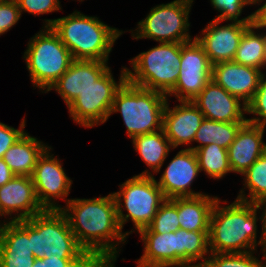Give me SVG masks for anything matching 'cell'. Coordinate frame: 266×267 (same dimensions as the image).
<instances>
[{
  "instance_id": "26",
  "label": "cell",
  "mask_w": 266,
  "mask_h": 267,
  "mask_svg": "<svg viewBox=\"0 0 266 267\" xmlns=\"http://www.w3.org/2000/svg\"><path fill=\"white\" fill-rule=\"evenodd\" d=\"M253 23L244 31L234 62L241 65L266 69V33L255 31Z\"/></svg>"
},
{
  "instance_id": "41",
  "label": "cell",
  "mask_w": 266,
  "mask_h": 267,
  "mask_svg": "<svg viewBox=\"0 0 266 267\" xmlns=\"http://www.w3.org/2000/svg\"><path fill=\"white\" fill-rule=\"evenodd\" d=\"M187 267H208L206 264H195V265H189Z\"/></svg>"
},
{
  "instance_id": "19",
  "label": "cell",
  "mask_w": 266,
  "mask_h": 267,
  "mask_svg": "<svg viewBox=\"0 0 266 267\" xmlns=\"http://www.w3.org/2000/svg\"><path fill=\"white\" fill-rule=\"evenodd\" d=\"M170 109L167 101L163 112L162 129L172 148L180 145L189 146L204 119L203 113L193 101H179Z\"/></svg>"
},
{
  "instance_id": "24",
  "label": "cell",
  "mask_w": 266,
  "mask_h": 267,
  "mask_svg": "<svg viewBox=\"0 0 266 267\" xmlns=\"http://www.w3.org/2000/svg\"><path fill=\"white\" fill-rule=\"evenodd\" d=\"M217 196L203 194L196 197H178V220L180 229L209 231V221Z\"/></svg>"
},
{
  "instance_id": "7",
  "label": "cell",
  "mask_w": 266,
  "mask_h": 267,
  "mask_svg": "<svg viewBox=\"0 0 266 267\" xmlns=\"http://www.w3.org/2000/svg\"><path fill=\"white\" fill-rule=\"evenodd\" d=\"M180 62L181 43H159L130 60L127 81L167 95L177 83Z\"/></svg>"
},
{
  "instance_id": "30",
  "label": "cell",
  "mask_w": 266,
  "mask_h": 267,
  "mask_svg": "<svg viewBox=\"0 0 266 267\" xmlns=\"http://www.w3.org/2000/svg\"><path fill=\"white\" fill-rule=\"evenodd\" d=\"M257 251L245 253H213L210 252L206 265L208 267H266V251L263 250V261L254 254Z\"/></svg>"
},
{
  "instance_id": "14",
  "label": "cell",
  "mask_w": 266,
  "mask_h": 267,
  "mask_svg": "<svg viewBox=\"0 0 266 267\" xmlns=\"http://www.w3.org/2000/svg\"><path fill=\"white\" fill-rule=\"evenodd\" d=\"M220 24L221 21L212 19L199 36L193 37L203 47L212 65L233 61L244 31L252 23Z\"/></svg>"
},
{
  "instance_id": "5",
  "label": "cell",
  "mask_w": 266,
  "mask_h": 267,
  "mask_svg": "<svg viewBox=\"0 0 266 267\" xmlns=\"http://www.w3.org/2000/svg\"><path fill=\"white\" fill-rule=\"evenodd\" d=\"M169 99L161 92L126 81L117 91L110 116L120 112L129 138L162 129L163 112Z\"/></svg>"
},
{
  "instance_id": "36",
  "label": "cell",
  "mask_w": 266,
  "mask_h": 267,
  "mask_svg": "<svg viewBox=\"0 0 266 267\" xmlns=\"http://www.w3.org/2000/svg\"><path fill=\"white\" fill-rule=\"evenodd\" d=\"M16 0H2L0 2V35L10 31L21 16Z\"/></svg>"
},
{
  "instance_id": "18",
  "label": "cell",
  "mask_w": 266,
  "mask_h": 267,
  "mask_svg": "<svg viewBox=\"0 0 266 267\" xmlns=\"http://www.w3.org/2000/svg\"><path fill=\"white\" fill-rule=\"evenodd\" d=\"M0 220V267H31L36 259L28 235V219Z\"/></svg>"
},
{
  "instance_id": "22",
  "label": "cell",
  "mask_w": 266,
  "mask_h": 267,
  "mask_svg": "<svg viewBox=\"0 0 266 267\" xmlns=\"http://www.w3.org/2000/svg\"><path fill=\"white\" fill-rule=\"evenodd\" d=\"M265 128L246 122L228 147V160L232 173L243 174L265 151Z\"/></svg>"
},
{
  "instance_id": "8",
  "label": "cell",
  "mask_w": 266,
  "mask_h": 267,
  "mask_svg": "<svg viewBox=\"0 0 266 267\" xmlns=\"http://www.w3.org/2000/svg\"><path fill=\"white\" fill-rule=\"evenodd\" d=\"M23 58L32 84L42 90V93H45L74 61L69 49L51 27H42L30 38Z\"/></svg>"
},
{
  "instance_id": "12",
  "label": "cell",
  "mask_w": 266,
  "mask_h": 267,
  "mask_svg": "<svg viewBox=\"0 0 266 267\" xmlns=\"http://www.w3.org/2000/svg\"><path fill=\"white\" fill-rule=\"evenodd\" d=\"M181 65L175 87L166 95L177 101H192L212 77V64L203 47L194 40L181 43Z\"/></svg>"
},
{
  "instance_id": "38",
  "label": "cell",
  "mask_w": 266,
  "mask_h": 267,
  "mask_svg": "<svg viewBox=\"0 0 266 267\" xmlns=\"http://www.w3.org/2000/svg\"><path fill=\"white\" fill-rule=\"evenodd\" d=\"M265 0H257L254 5H260V7L255 10V12H252L253 13V24L256 25V26H266V1L265 3L263 2ZM263 2V4H262ZM262 6H261V4Z\"/></svg>"
},
{
  "instance_id": "10",
  "label": "cell",
  "mask_w": 266,
  "mask_h": 267,
  "mask_svg": "<svg viewBox=\"0 0 266 267\" xmlns=\"http://www.w3.org/2000/svg\"><path fill=\"white\" fill-rule=\"evenodd\" d=\"M194 0H174L153 7L138 22L132 37L152 39L159 43H187L194 40L189 34V14ZM135 31V32H134Z\"/></svg>"
},
{
  "instance_id": "42",
  "label": "cell",
  "mask_w": 266,
  "mask_h": 267,
  "mask_svg": "<svg viewBox=\"0 0 266 267\" xmlns=\"http://www.w3.org/2000/svg\"><path fill=\"white\" fill-rule=\"evenodd\" d=\"M261 29H264L265 30L266 29V26H257V29L256 30L258 31V30H261Z\"/></svg>"
},
{
  "instance_id": "35",
  "label": "cell",
  "mask_w": 266,
  "mask_h": 267,
  "mask_svg": "<svg viewBox=\"0 0 266 267\" xmlns=\"http://www.w3.org/2000/svg\"><path fill=\"white\" fill-rule=\"evenodd\" d=\"M18 7L23 12L38 16L55 11H61L59 0H16Z\"/></svg>"
},
{
  "instance_id": "31",
  "label": "cell",
  "mask_w": 266,
  "mask_h": 267,
  "mask_svg": "<svg viewBox=\"0 0 266 267\" xmlns=\"http://www.w3.org/2000/svg\"><path fill=\"white\" fill-rule=\"evenodd\" d=\"M147 228L153 233L176 232L180 229L178 220V197L166 199L161 204Z\"/></svg>"
},
{
  "instance_id": "21",
  "label": "cell",
  "mask_w": 266,
  "mask_h": 267,
  "mask_svg": "<svg viewBox=\"0 0 266 267\" xmlns=\"http://www.w3.org/2000/svg\"><path fill=\"white\" fill-rule=\"evenodd\" d=\"M108 68V61L74 60L67 71L45 93L55 90L68 106Z\"/></svg>"
},
{
  "instance_id": "6",
  "label": "cell",
  "mask_w": 266,
  "mask_h": 267,
  "mask_svg": "<svg viewBox=\"0 0 266 267\" xmlns=\"http://www.w3.org/2000/svg\"><path fill=\"white\" fill-rule=\"evenodd\" d=\"M152 173L146 169L119 185V191L113 192L121 229L129 220L135 227L131 231L124 232L127 236L135 230L138 232L147 227L166 200ZM123 209L127 211V214H124Z\"/></svg>"
},
{
  "instance_id": "43",
  "label": "cell",
  "mask_w": 266,
  "mask_h": 267,
  "mask_svg": "<svg viewBox=\"0 0 266 267\" xmlns=\"http://www.w3.org/2000/svg\"><path fill=\"white\" fill-rule=\"evenodd\" d=\"M253 4L257 1V0H250Z\"/></svg>"
},
{
  "instance_id": "13",
  "label": "cell",
  "mask_w": 266,
  "mask_h": 267,
  "mask_svg": "<svg viewBox=\"0 0 266 267\" xmlns=\"http://www.w3.org/2000/svg\"><path fill=\"white\" fill-rule=\"evenodd\" d=\"M49 146L38 158L32 180L37 199L44 209H61L57 199L65 200L66 204L73 181L65 173L61 160L50 153Z\"/></svg>"
},
{
  "instance_id": "37",
  "label": "cell",
  "mask_w": 266,
  "mask_h": 267,
  "mask_svg": "<svg viewBox=\"0 0 266 267\" xmlns=\"http://www.w3.org/2000/svg\"><path fill=\"white\" fill-rule=\"evenodd\" d=\"M25 117L21 120L19 129L8 126L0 122V158L5 152L26 132L25 131Z\"/></svg>"
},
{
  "instance_id": "2",
  "label": "cell",
  "mask_w": 266,
  "mask_h": 267,
  "mask_svg": "<svg viewBox=\"0 0 266 267\" xmlns=\"http://www.w3.org/2000/svg\"><path fill=\"white\" fill-rule=\"evenodd\" d=\"M218 197L215 202L209 221L208 244L209 251L213 253H245L257 251L260 245L261 251H266V240L261 230L260 239L257 241L258 225L262 215L256 203L235 199L227 206H221ZM258 212V214H257Z\"/></svg>"
},
{
  "instance_id": "40",
  "label": "cell",
  "mask_w": 266,
  "mask_h": 267,
  "mask_svg": "<svg viewBox=\"0 0 266 267\" xmlns=\"http://www.w3.org/2000/svg\"><path fill=\"white\" fill-rule=\"evenodd\" d=\"M258 209L263 210L262 211V231L263 235L266 240V198L262 199L260 202L257 203Z\"/></svg>"
},
{
  "instance_id": "9",
  "label": "cell",
  "mask_w": 266,
  "mask_h": 267,
  "mask_svg": "<svg viewBox=\"0 0 266 267\" xmlns=\"http://www.w3.org/2000/svg\"><path fill=\"white\" fill-rule=\"evenodd\" d=\"M28 235L36 259L58 256H89L78 244L65 214L45 209L28 219Z\"/></svg>"
},
{
  "instance_id": "28",
  "label": "cell",
  "mask_w": 266,
  "mask_h": 267,
  "mask_svg": "<svg viewBox=\"0 0 266 267\" xmlns=\"http://www.w3.org/2000/svg\"><path fill=\"white\" fill-rule=\"evenodd\" d=\"M198 160L200 172L213 179H222L227 173H231L228 160V151L219 145L212 143L194 151Z\"/></svg>"
},
{
  "instance_id": "11",
  "label": "cell",
  "mask_w": 266,
  "mask_h": 267,
  "mask_svg": "<svg viewBox=\"0 0 266 267\" xmlns=\"http://www.w3.org/2000/svg\"><path fill=\"white\" fill-rule=\"evenodd\" d=\"M120 79L115 81L110 67L75 98L67 107L71 119L85 128L105 123L117 91L127 81L126 67L121 68Z\"/></svg>"
},
{
  "instance_id": "4",
  "label": "cell",
  "mask_w": 266,
  "mask_h": 267,
  "mask_svg": "<svg viewBox=\"0 0 266 267\" xmlns=\"http://www.w3.org/2000/svg\"><path fill=\"white\" fill-rule=\"evenodd\" d=\"M138 233L144 242V254L137 260V267H187L205 264L210 254L209 231L178 229L176 232L153 233L145 227Z\"/></svg>"
},
{
  "instance_id": "39",
  "label": "cell",
  "mask_w": 266,
  "mask_h": 267,
  "mask_svg": "<svg viewBox=\"0 0 266 267\" xmlns=\"http://www.w3.org/2000/svg\"><path fill=\"white\" fill-rule=\"evenodd\" d=\"M14 176L5 161L0 158V187L9 182Z\"/></svg>"
},
{
  "instance_id": "1",
  "label": "cell",
  "mask_w": 266,
  "mask_h": 267,
  "mask_svg": "<svg viewBox=\"0 0 266 267\" xmlns=\"http://www.w3.org/2000/svg\"><path fill=\"white\" fill-rule=\"evenodd\" d=\"M60 210L86 253L100 267H115L119 245L126 243L127 235L119 225L113 193L92 199L72 198Z\"/></svg>"
},
{
  "instance_id": "3",
  "label": "cell",
  "mask_w": 266,
  "mask_h": 267,
  "mask_svg": "<svg viewBox=\"0 0 266 267\" xmlns=\"http://www.w3.org/2000/svg\"><path fill=\"white\" fill-rule=\"evenodd\" d=\"M44 21V27L53 29L74 60L108 61L115 41L124 33L96 16H87L77 10L68 16Z\"/></svg>"
},
{
  "instance_id": "29",
  "label": "cell",
  "mask_w": 266,
  "mask_h": 267,
  "mask_svg": "<svg viewBox=\"0 0 266 267\" xmlns=\"http://www.w3.org/2000/svg\"><path fill=\"white\" fill-rule=\"evenodd\" d=\"M241 175L249 193L242 188L236 199L257 204L266 198V151Z\"/></svg>"
},
{
  "instance_id": "25",
  "label": "cell",
  "mask_w": 266,
  "mask_h": 267,
  "mask_svg": "<svg viewBox=\"0 0 266 267\" xmlns=\"http://www.w3.org/2000/svg\"><path fill=\"white\" fill-rule=\"evenodd\" d=\"M132 144L134 150L155 174L160 172L169 152L173 149L163 129L137 135L132 138Z\"/></svg>"
},
{
  "instance_id": "17",
  "label": "cell",
  "mask_w": 266,
  "mask_h": 267,
  "mask_svg": "<svg viewBox=\"0 0 266 267\" xmlns=\"http://www.w3.org/2000/svg\"><path fill=\"white\" fill-rule=\"evenodd\" d=\"M192 101L204 118L220 122H247V105L212 79Z\"/></svg>"
},
{
  "instance_id": "23",
  "label": "cell",
  "mask_w": 266,
  "mask_h": 267,
  "mask_svg": "<svg viewBox=\"0 0 266 267\" xmlns=\"http://www.w3.org/2000/svg\"><path fill=\"white\" fill-rule=\"evenodd\" d=\"M49 146L25 132L3 155L14 175L31 177L38 158Z\"/></svg>"
},
{
  "instance_id": "34",
  "label": "cell",
  "mask_w": 266,
  "mask_h": 267,
  "mask_svg": "<svg viewBox=\"0 0 266 267\" xmlns=\"http://www.w3.org/2000/svg\"><path fill=\"white\" fill-rule=\"evenodd\" d=\"M31 267H100L90 256H54L35 259Z\"/></svg>"
},
{
  "instance_id": "16",
  "label": "cell",
  "mask_w": 266,
  "mask_h": 267,
  "mask_svg": "<svg viewBox=\"0 0 266 267\" xmlns=\"http://www.w3.org/2000/svg\"><path fill=\"white\" fill-rule=\"evenodd\" d=\"M44 210L37 199L32 177L15 175L0 187V217L10 215L8 221L27 220Z\"/></svg>"
},
{
  "instance_id": "20",
  "label": "cell",
  "mask_w": 266,
  "mask_h": 267,
  "mask_svg": "<svg viewBox=\"0 0 266 267\" xmlns=\"http://www.w3.org/2000/svg\"><path fill=\"white\" fill-rule=\"evenodd\" d=\"M262 73L258 68L227 61L212 66L211 79L247 105L259 87Z\"/></svg>"
},
{
  "instance_id": "27",
  "label": "cell",
  "mask_w": 266,
  "mask_h": 267,
  "mask_svg": "<svg viewBox=\"0 0 266 267\" xmlns=\"http://www.w3.org/2000/svg\"><path fill=\"white\" fill-rule=\"evenodd\" d=\"M246 122H220L204 118L196 132L193 142L199 143L194 147H187L193 151L205 145L215 143L228 149L235 140L239 129Z\"/></svg>"
},
{
  "instance_id": "33",
  "label": "cell",
  "mask_w": 266,
  "mask_h": 267,
  "mask_svg": "<svg viewBox=\"0 0 266 267\" xmlns=\"http://www.w3.org/2000/svg\"><path fill=\"white\" fill-rule=\"evenodd\" d=\"M246 114L254 115L253 118H247V122L266 128V72L262 73L259 87L252 100L247 104Z\"/></svg>"
},
{
  "instance_id": "32",
  "label": "cell",
  "mask_w": 266,
  "mask_h": 267,
  "mask_svg": "<svg viewBox=\"0 0 266 267\" xmlns=\"http://www.w3.org/2000/svg\"><path fill=\"white\" fill-rule=\"evenodd\" d=\"M211 6L220 12V14L213 19L221 22H239V23H252L253 13L240 19L243 8L247 5L251 6L253 3L250 0H210Z\"/></svg>"
},
{
  "instance_id": "15",
  "label": "cell",
  "mask_w": 266,
  "mask_h": 267,
  "mask_svg": "<svg viewBox=\"0 0 266 267\" xmlns=\"http://www.w3.org/2000/svg\"><path fill=\"white\" fill-rule=\"evenodd\" d=\"M200 168L196 154L189 148L181 149L169 162L159 181L156 180L166 199L203 195L191 189Z\"/></svg>"
}]
</instances>
